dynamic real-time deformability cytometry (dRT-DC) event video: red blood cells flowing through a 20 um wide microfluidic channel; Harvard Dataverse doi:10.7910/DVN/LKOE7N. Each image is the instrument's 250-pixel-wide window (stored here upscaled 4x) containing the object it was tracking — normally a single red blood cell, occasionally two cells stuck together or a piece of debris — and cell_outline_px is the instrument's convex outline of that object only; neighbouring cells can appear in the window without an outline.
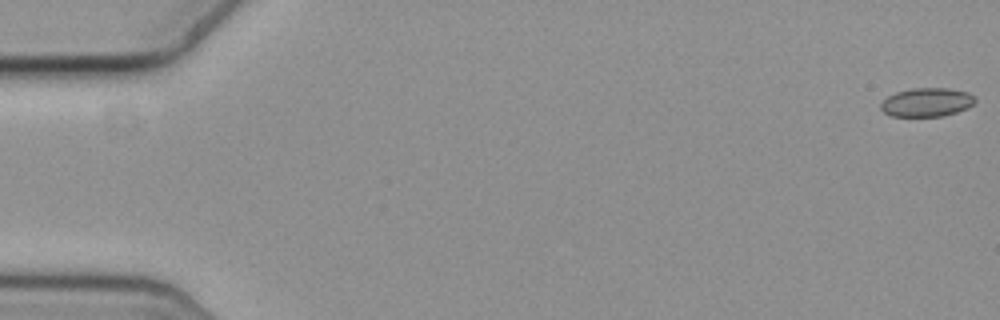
{"species": "common noctule bat (a hibernating species)", "species_latin": "Nyctalus noctula", "temperature_condition": "cold", "stored_images_in_passage": 49, "camera_frame_rate_fps": 3000, "um_per_image_px": 0.085, "animal": {"sex": "female", "body_mass_g": 19.3, "forearm_length_mm": 54.1}, "frame": {"image": 1, "passage_image": 1, "time_ms": 0.0, "image_size_px": [1000, 320], "cell_outline_px": [[976, 100], [968, 108], [944, 116], [892, 116], [884, 112], [880, 108], [880, 104], [888, 96], [896, 92], [912, 88], [948, 88], [968, 92], [976, 96]], "centroid_in_image_um": [78.8, 8.69], "position_along_channel_um": 6.2, "area_um2": 15.84}}
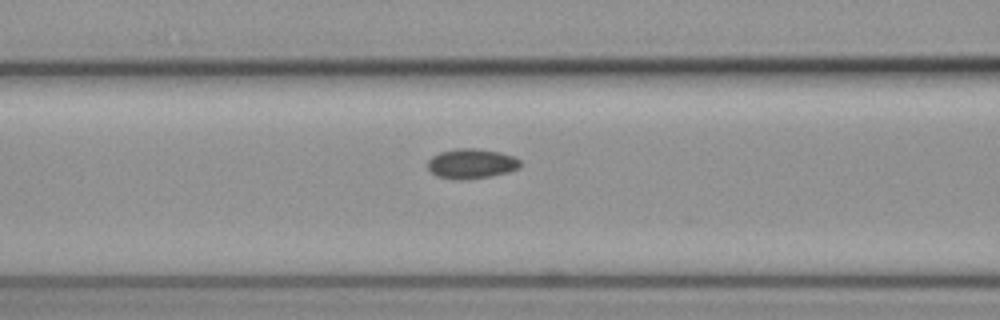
{"frame": {"image": 2, "passage_image": 24, "time_ms": 7.667, "image_size_px": [1000, 320], "cell_outline_px": [[520, 168], [508, 172], [488, 176], [464, 180], [456, 180], [436, 176], [428, 168], [428, 160], [432, 156], [440, 152], [456, 148], [476, 148], [500, 152], [512, 156], [520, 160]], "centroid_in_image_um": [40.05, 13.91], "position_along_channel_um": 126.5, "area_um2": 16.13}}
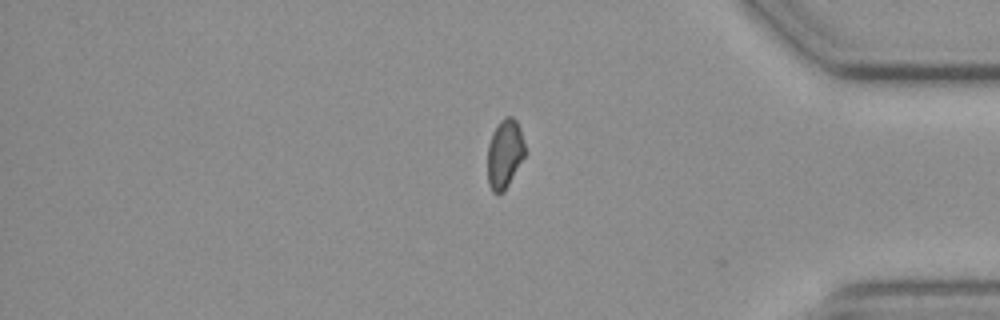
{"frame": {"image": 3, "passage_image": 48, "time_ms": 15.667, "image_size_px": [1000, 320], "cell_outline_px": [[524, 156], [508, 184], [500, 192], [492, 192], [488, 184], [488, 144], [492, 132], [500, 120], [504, 116], [512, 116], [516, 120], [520, 128], [524, 144]], "centroid_in_image_um": [42.87, 13.01], "position_along_channel_um": 392.3, "area_um2": 14.74}, "authors_computed_cell_mechanics": {"area_um2": 15.8372, "velocity_mm_per_s": 3.647, "shape_relaxation_time_tau1_ms": null, "shape_relaxation_time_tau2_ms": 10.3096, "deformation_change_tau1": null, "deformation_change_tau2": 0.1117}}